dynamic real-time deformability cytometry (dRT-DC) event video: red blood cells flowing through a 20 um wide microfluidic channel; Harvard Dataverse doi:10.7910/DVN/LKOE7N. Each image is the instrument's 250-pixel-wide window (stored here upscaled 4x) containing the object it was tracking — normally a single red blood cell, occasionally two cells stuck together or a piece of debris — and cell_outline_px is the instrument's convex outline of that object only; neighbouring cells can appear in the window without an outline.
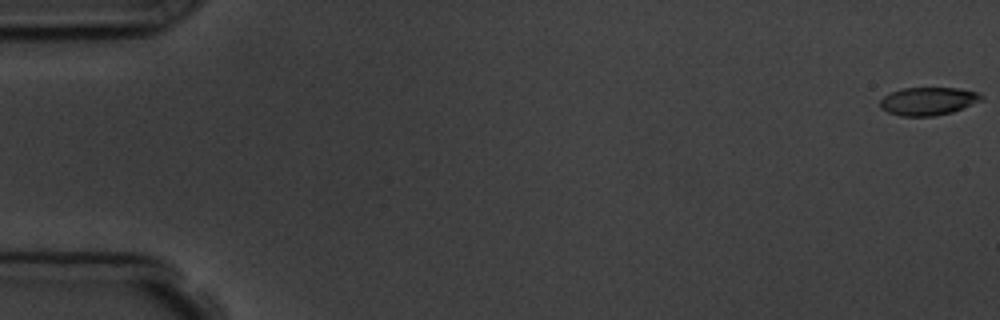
{"species": "common noctule bat (a hibernating species)", "species_latin": "Nyctalus noctula", "temperature_condition": "room temperature", "stored_images_in_passage": 7, "camera_frame_rate_fps": 3000, "um_per_image_px": 0.085, "animal": {"sex": "male", "body_mass_g": 19.5, "forearm_length_mm": 54.6}, "frame": {"image": 1, "passage_image": 1, "time_ms": 0.0, "image_size_px": [1000, 320], "cell_outline_px": [[984, 100], [952, 112], [932, 116], [900, 116], [888, 112], [880, 108], [880, 100], [884, 96], [892, 92], [904, 88], [956, 88], [976, 92], [984, 96]], "centroid_in_image_um": [78.9, 8.6], "position_along_channel_um": 6.1, "area_um2": 16.47}}
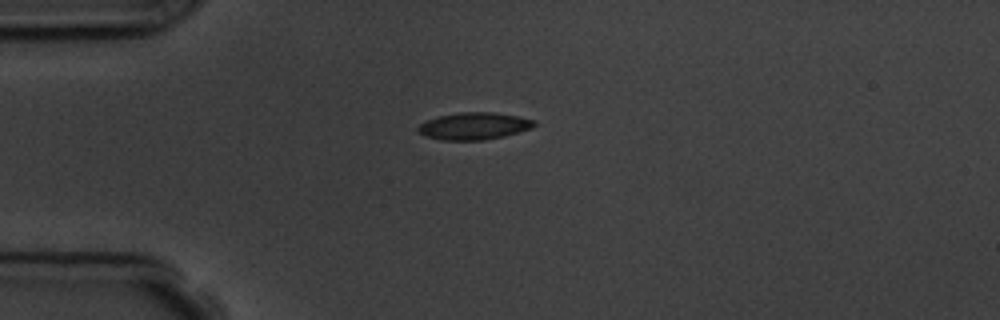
{"frame": {"image": 2, "passage_image": 5, "time_ms": 4.667, "image_size_px": [1000, 320], "cell_outline_px": [[536, 124], [532, 128], [504, 136], [484, 140], [440, 140], [428, 136], [420, 132], [416, 128], [420, 124], [436, 116], [460, 112], [492, 112], [516, 116], [536, 120]], "centroid_in_image_um": [40.3, 10.71], "position_along_channel_um": 44.7, "area_um2": 18.26}}